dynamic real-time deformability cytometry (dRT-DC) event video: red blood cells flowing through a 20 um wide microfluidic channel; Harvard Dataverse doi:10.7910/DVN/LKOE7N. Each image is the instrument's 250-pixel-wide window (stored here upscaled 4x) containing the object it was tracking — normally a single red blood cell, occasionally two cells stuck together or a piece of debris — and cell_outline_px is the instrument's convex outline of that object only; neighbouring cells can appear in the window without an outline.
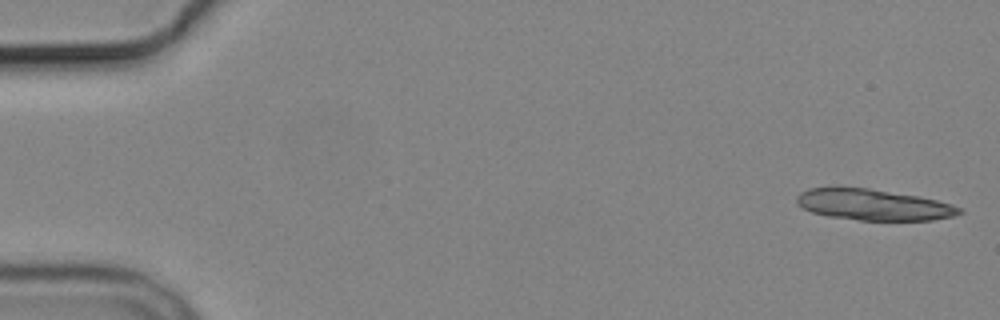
{"species": "common noctule bat (a hibernating species)", "species_latin": "Nyctalus noctula", "temperature_condition": "cold", "stored_images_in_passage": 4, "camera_frame_rate_fps": 3000, "um_per_image_px": 0.085, "animal": {"sex": "male", "body_mass_g": 19.2, "forearm_length_mm": 51.8}, "frame": {"image": 1, "passage_image": 1, "time_ms": 0.0, "image_size_px": [1000, 320], "cell_outline_px": [[964, 212], [952, 216], [932, 220], [860, 220], [828, 216], [812, 212], [796, 204], [796, 196], [800, 192], [808, 188], [868, 188], [920, 196], [952, 204], [964, 208]], "centroid_in_image_um": [74.26, 17.4], "position_along_channel_um": 10.7, "area_um2": 29.36}}